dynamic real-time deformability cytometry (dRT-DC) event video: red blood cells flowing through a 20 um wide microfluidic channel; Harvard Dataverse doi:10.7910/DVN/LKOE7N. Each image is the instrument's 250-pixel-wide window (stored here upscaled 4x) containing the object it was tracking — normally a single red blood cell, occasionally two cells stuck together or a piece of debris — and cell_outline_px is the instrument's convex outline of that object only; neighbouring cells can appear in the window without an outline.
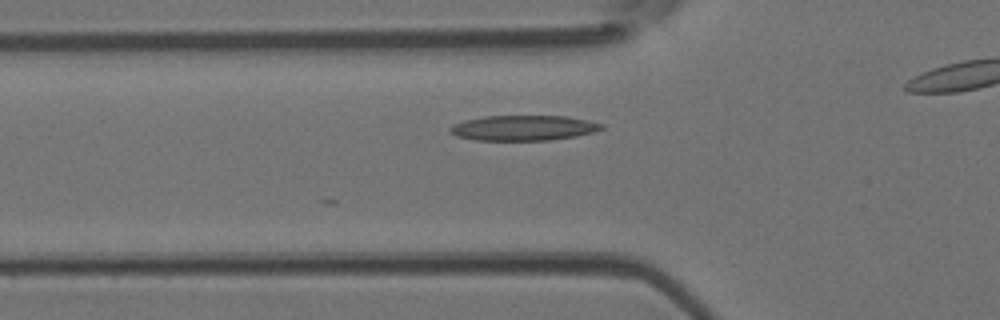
{"species": "Egyptian fruit bat (a non-hibernating species)", "species_latin": "Rousettus aegyptiacus", "temperature_condition": "room temperature", "stored_images_in_passage": 28, "camera_frame_rate_fps": 3000, "um_per_image_px": 0.085, "animal": {"sex": "female"}, "frame": {"image": 1, "passage_image": 3, "time_ms": 0.667, "image_size_px": [1000, 320], "cell_outline_px": [[604, 128], [592, 132], [576, 136], [548, 140], [476, 140], [456, 136], [448, 132], [448, 128], [452, 124], [464, 120], [484, 116], [564, 116], [588, 120], [604, 124]], "centroid_in_image_um": [44.44, 10.87], "position_along_channel_um": 81.4, "area_um2": 22.31}}
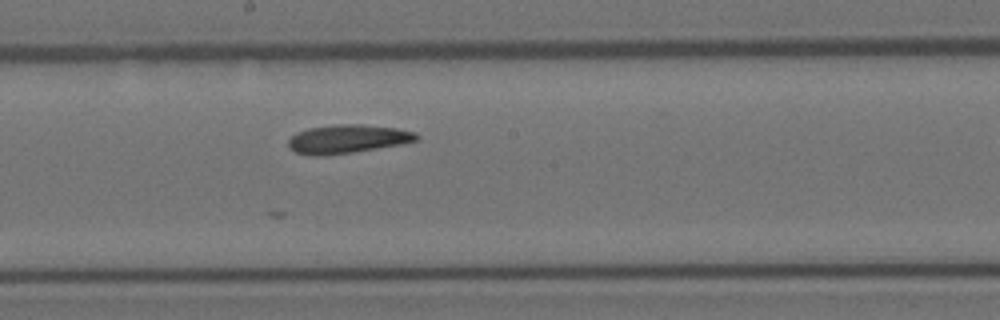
{"frame": {"image": 2, "passage_image": 13, "time_ms": 4.0, "image_size_px": [1000, 320], "cell_outline_px": [[420, 140], [400, 144], [352, 152], [324, 156], [308, 156], [296, 152], [288, 148], [288, 140], [296, 132], [308, 128], [336, 124], [360, 124], [396, 128], [416, 132], [420, 136]], "centroid_in_image_um": [29.52, 11.81], "position_along_channel_um": 218.7, "area_um2": 21.5}}
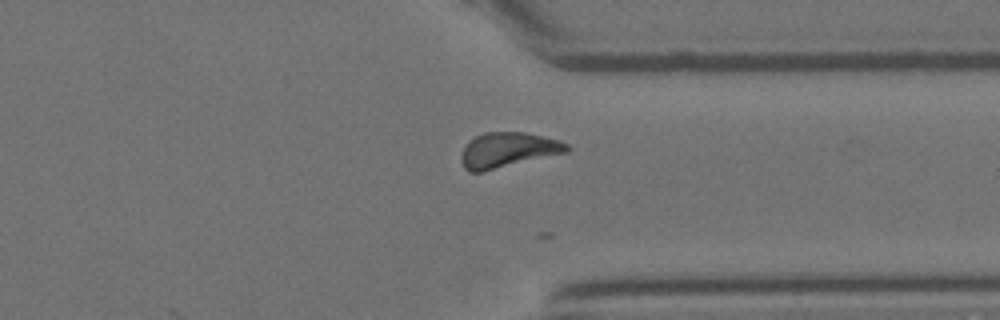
{"frame": {"image": 3, "passage_image": 24, "time_ms": 7.667, "image_size_px": [1000, 320], "cell_outline_px": [[572, 148], [568, 152], [484, 172], [468, 172], [464, 168], [460, 156], [464, 144], [468, 140], [484, 132], [524, 132], [560, 140], [568, 144]], "centroid_in_image_um": [43.16, 12.76], "position_along_channel_um": 368.2, "area_um2": 22.02}}